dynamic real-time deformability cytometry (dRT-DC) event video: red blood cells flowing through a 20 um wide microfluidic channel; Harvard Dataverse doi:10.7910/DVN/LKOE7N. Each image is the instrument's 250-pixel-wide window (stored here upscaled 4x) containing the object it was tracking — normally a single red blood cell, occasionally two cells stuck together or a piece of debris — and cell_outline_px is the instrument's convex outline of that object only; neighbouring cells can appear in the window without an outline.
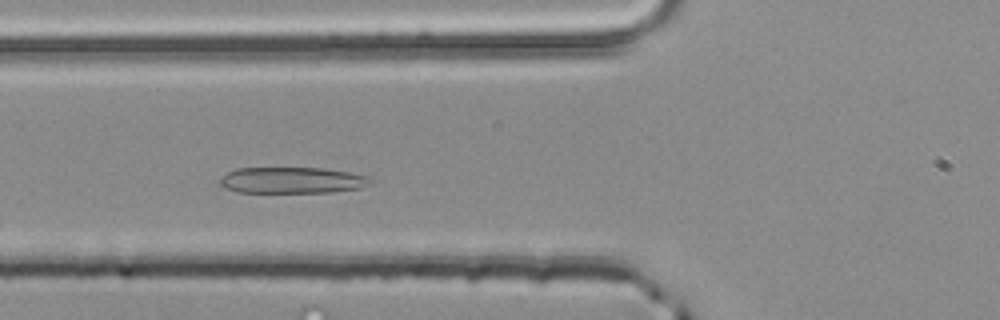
{"species": "common noctule bat (a hibernating species)", "species_latin": "Nyctalus noctula", "temperature_condition": "room temperature", "stored_images_in_passage": 37, "camera_frame_rate_fps": 3000, "um_per_image_px": 0.085, "animal": {"sex": "male", "body_mass_g": 20.4}, "frame": {"image": 1, "passage_image": 4, "time_ms": 1.0, "image_size_px": [1000, 320], "cell_outline_px": [[372, 180], [360, 188], [332, 192], [236, 192], [224, 188], [220, 184], [220, 176], [236, 168], [324, 168], [348, 172], [368, 176]], "centroid_in_image_um": [24.77, 15.32], "position_along_channel_um": 101.0, "area_um2": 22.95}}
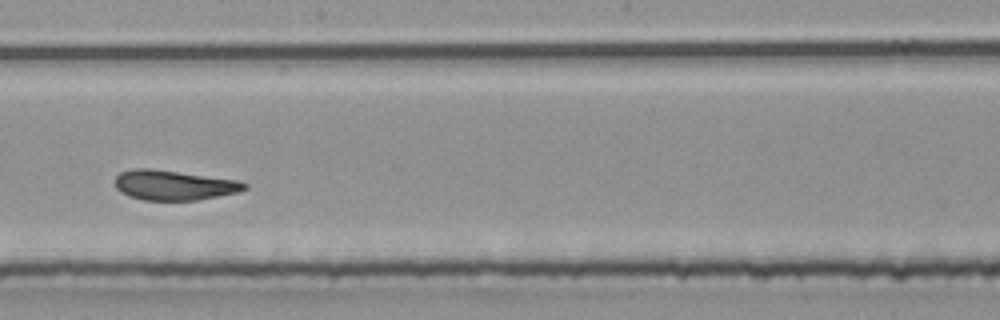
{"frame": {"image": 2, "passage_image": 14, "time_ms": 4.333, "image_size_px": [1000, 320], "cell_outline_px": [[248, 188], [240, 192], [196, 200], [144, 200], [128, 196], [120, 192], [116, 188], [116, 176], [120, 172], [132, 168], [152, 168], [236, 180], [248, 184]], "centroid_in_image_um": [14.76, 15.73], "position_along_channel_um": 233.4, "area_um2": 22.6}}
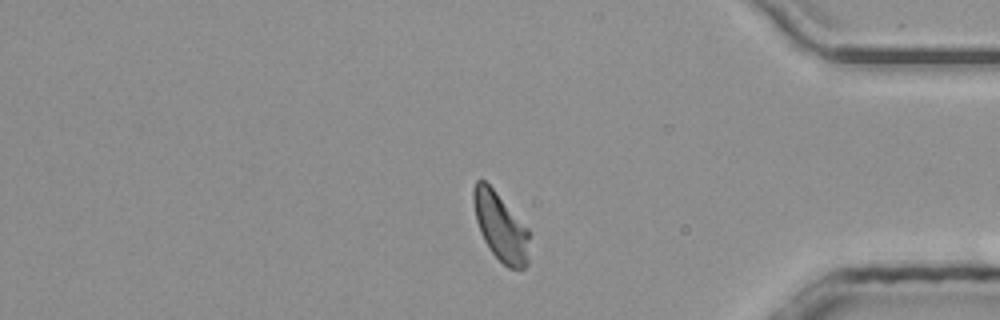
{"frame": {"image": 3, "passage_image": 28, "time_ms": 9.0, "image_size_px": [1000, 320], "cell_outline_px": [[528, 264], [524, 268], [508, 268], [488, 248], [480, 232], [476, 220], [472, 200], [472, 188], [476, 180], [484, 180], [496, 192], [528, 228]], "centroid_in_image_um": [42.52, 19.26], "position_along_channel_um": 392.7, "area_um2": 22.02}, "authors_computed_cell_mechanics": {"area_um2": 22.7154, "velocity_mm_per_s": 3.9709, "shape_relaxation_time_tau1_ms": null, "shape_relaxation_time_tau2_ms": 1.5701, "deformation_change_tau1": null, "deformation_change_tau2": 0.1008}}